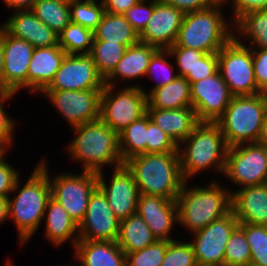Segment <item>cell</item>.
Returning a JSON list of instances; mask_svg holds the SVG:
<instances>
[{
    "mask_svg": "<svg viewBox=\"0 0 267 266\" xmlns=\"http://www.w3.org/2000/svg\"><path fill=\"white\" fill-rule=\"evenodd\" d=\"M167 4L179 9L184 14L200 11L211 7L214 0H164Z\"/></svg>",
    "mask_w": 267,
    "mask_h": 266,
    "instance_id": "cell-50",
    "label": "cell"
},
{
    "mask_svg": "<svg viewBox=\"0 0 267 266\" xmlns=\"http://www.w3.org/2000/svg\"><path fill=\"white\" fill-rule=\"evenodd\" d=\"M178 152V145L147 114L146 153Z\"/></svg>",
    "mask_w": 267,
    "mask_h": 266,
    "instance_id": "cell-43",
    "label": "cell"
},
{
    "mask_svg": "<svg viewBox=\"0 0 267 266\" xmlns=\"http://www.w3.org/2000/svg\"><path fill=\"white\" fill-rule=\"evenodd\" d=\"M147 108L180 109L192 107L190 83L185 77L177 76L163 87L153 89L147 95Z\"/></svg>",
    "mask_w": 267,
    "mask_h": 266,
    "instance_id": "cell-28",
    "label": "cell"
},
{
    "mask_svg": "<svg viewBox=\"0 0 267 266\" xmlns=\"http://www.w3.org/2000/svg\"><path fill=\"white\" fill-rule=\"evenodd\" d=\"M147 114L150 120L169 135L177 145L183 142L199 123L193 107L180 109L147 108Z\"/></svg>",
    "mask_w": 267,
    "mask_h": 266,
    "instance_id": "cell-24",
    "label": "cell"
},
{
    "mask_svg": "<svg viewBox=\"0 0 267 266\" xmlns=\"http://www.w3.org/2000/svg\"><path fill=\"white\" fill-rule=\"evenodd\" d=\"M9 219V201L8 198L0 197V224H4Z\"/></svg>",
    "mask_w": 267,
    "mask_h": 266,
    "instance_id": "cell-54",
    "label": "cell"
},
{
    "mask_svg": "<svg viewBox=\"0 0 267 266\" xmlns=\"http://www.w3.org/2000/svg\"><path fill=\"white\" fill-rule=\"evenodd\" d=\"M74 249L80 266H126V254L117 241L78 240Z\"/></svg>",
    "mask_w": 267,
    "mask_h": 266,
    "instance_id": "cell-26",
    "label": "cell"
},
{
    "mask_svg": "<svg viewBox=\"0 0 267 266\" xmlns=\"http://www.w3.org/2000/svg\"><path fill=\"white\" fill-rule=\"evenodd\" d=\"M66 52L59 46L34 48L28 66L27 89L40 94L53 81Z\"/></svg>",
    "mask_w": 267,
    "mask_h": 266,
    "instance_id": "cell-22",
    "label": "cell"
},
{
    "mask_svg": "<svg viewBox=\"0 0 267 266\" xmlns=\"http://www.w3.org/2000/svg\"><path fill=\"white\" fill-rule=\"evenodd\" d=\"M168 241L156 240L148 247L126 254V266H160L164 259Z\"/></svg>",
    "mask_w": 267,
    "mask_h": 266,
    "instance_id": "cell-41",
    "label": "cell"
},
{
    "mask_svg": "<svg viewBox=\"0 0 267 266\" xmlns=\"http://www.w3.org/2000/svg\"><path fill=\"white\" fill-rule=\"evenodd\" d=\"M175 59L176 67L178 68V76L185 77L190 85L195 82V68L207 53L201 50L180 47L173 44L168 49Z\"/></svg>",
    "mask_w": 267,
    "mask_h": 266,
    "instance_id": "cell-40",
    "label": "cell"
},
{
    "mask_svg": "<svg viewBox=\"0 0 267 266\" xmlns=\"http://www.w3.org/2000/svg\"><path fill=\"white\" fill-rule=\"evenodd\" d=\"M258 142L267 146V111L264 115L262 130Z\"/></svg>",
    "mask_w": 267,
    "mask_h": 266,
    "instance_id": "cell-55",
    "label": "cell"
},
{
    "mask_svg": "<svg viewBox=\"0 0 267 266\" xmlns=\"http://www.w3.org/2000/svg\"><path fill=\"white\" fill-rule=\"evenodd\" d=\"M141 85L123 88L104 85L100 95L99 119L118 134L147 113V95Z\"/></svg>",
    "mask_w": 267,
    "mask_h": 266,
    "instance_id": "cell-8",
    "label": "cell"
},
{
    "mask_svg": "<svg viewBox=\"0 0 267 266\" xmlns=\"http://www.w3.org/2000/svg\"><path fill=\"white\" fill-rule=\"evenodd\" d=\"M160 266H198L193 247L185 241H168V246Z\"/></svg>",
    "mask_w": 267,
    "mask_h": 266,
    "instance_id": "cell-42",
    "label": "cell"
},
{
    "mask_svg": "<svg viewBox=\"0 0 267 266\" xmlns=\"http://www.w3.org/2000/svg\"><path fill=\"white\" fill-rule=\"evenodd\" d=\"M154 6L155 0L150 2H137L123 14L139 35L146 28L147 23L152 16Z\"/></svg>",
    "mask_w": 267,
    "mask_h": 266,
    "instance_id": "cell-44",
    "label": "cell"
},
{
    "mask_svg": "<svg viewBox=\"0 0 267 266\" xmlns=\"http://www.w3.org/2000/svg\"><path fill=\"white\" fill-rule=\"evenodd\" d=\"M120 220L114 215L102 190L97 187L90 196L84 218L78 225L79 240L117 241Z\"/></svg>",
    "mask_w": 267,
    "mask_h": 266,
    "instance_id": "cell-16",
    "label": "cell"
},
{
    "mask_svg": "<svg viewBox=\"0 0 267 266\" xmlns=\"http://www.w3.org/2000/svg\"><path fill=\"white\" fill-rule=\"evenodd\" d=\"M232 1L231 7L233 24L244 14L252 11L267 9V0H228Z\"/></svg>",
    "mask_w": 267,
    "mask_h": 266,
    "instance_id": "cell-48",
    "label": "cell"
},
{
    "mask_svg": "<svg viewBox=\"0 0 267 266\" xmlns=\"http://www.w3.org/2000/svg\"><path fill=\"white\" fill-rule=\"evenodd\" d=\"M140 194L176 200L185 180L178 152L144 153L124 162Z\"/></svg>",
    "mask_w": 267,
    "mask_h": 266,
    "instance_id": "cell-3",
    "label": "cell"
},
{
    "mask_svg": "<svg viewBox=\"0 0 267 266\" xmlns=\"http://www.w3.org/2000/svg\"><path fill=\"white\" fill-rule=\"evenodd\" d=\"M55 1H60V2H63V3H66V4H71L72 2L76 1V0H55Z\"/></svg>",
    "mask_w": 267,
    "mask_h": 266,
    "instance_id": "cell-56",
    "label": "cell"
},
{
    "mask_svg": "<svg viewBox=\"0 0 267 266\" xmlns=\"http://www.w3.org/2000/svg\"><path fill=\"white\" fill-rule=\"evenodd\" d=\"M228 148L216 122H199L192 133L178 145L183 179L189 182V179L210 168L223 175Z\"/></svg>",
    "mask_w": 267,
    "mask_h": 266,
    "instance_id": "cell-2",
    "label": "cell"
},
{
    "mask_svg": "<svg viewBox=\"0 0 267 266\" xmlns=\"http://www.w3.org/2000/svg\"><path fill=\"white\" fill-rule=\"evenodd\" d=\"M157 47L138 42L129 46L112 73L104 80L105 85L115 86L120 80H136L145 77L149 62Z\"/></svg>",
    "mask_w": 267,
    "mask_h": 266,
    "instance_id": "cell-25",
    "label": "cell"
},
{
    "mask_svg": "<svg viewBox=\"0 0 267 266\" xmlns=\"http://www.w3.org/2000/svg\"><path fill=\"white\" fill-rule=\"evenodd\" d=\"M104 85L90 54H66L53 81L44 90L103 89Z\"/></svg>",
    "mask_w": 267,
    "mask_h": 266,
    "instance_id": "cell-15",
    "label": "cell"
},
{
    "mask_svg": "<svg viewBox=\"0 0 267 266\" xmlns=\"http://www.w3.org/2000/svg\"><path fill=\"white\" fill-rule=\"evenodd\" d=\"M215 2L227 3L228 0H214Z\"/></svg>",
    "mask_w": 267,
    "mask_h": 266,
    "instance_id": "cell-58",
    "label": "cell"
},
{
    "mask_svg": "<svg viewBox=\"0 0 267 266\" xmlns=\"http://www.w3.org/2000/svg\"><path fill=\"white\" fill-rule=\"evenodd\" d=\"M104 6L105 12L112 14L123 15L128 11L133 5H135L137 0H101Z\"/></svg>",
    "mask_w": 267,
    "mask_h": 266,
    "instance_id": "cell-51",
    "label": "cell"
},
{
    "mask_svg": "<svg viewBox=\"0 0 267 266\" xmlns=\"http://www.w3.org/2000/svg\"><path fill=\"white\" fill-rule=\"evenodd\" d=\"M5 41V28L1 24L0 25V88L3 89V66H4V55H3V47Z\"/></svg>",
    "mask_w": 267,
    "mask_h": 266,
    "instance_id": "cell-53",
    "label": "cell"
},
{
    "mask_svg": "<svg viewBox=\"0 0 267 266\" xmlns=\"http://www.w3.org/2000/svg\"><path fill=\"white\" fill-rule=\"evenodd\" d=\"M128 46L108 41H93L90 55L98 74L105 80L122 59Z\"/></svg>",
    "mask_w": 267,
    "mask_h": 266,
    "instance_id": "cell-34",
    "label": "cell"
},
{
    "mask_svg": "<svg viewBox=\"0 0 267 266\" xmlns=\"http://www.w3.org/2000/svg\"><path fill=\"white\" fill-rule=\"evenodd\" d=\"M81 173H59L54 179L49 177L51 197L63 206L78 225L87 211L91 194L98 187L96 172Z\"/></svg>",
    "mask_w": 267,
    "mask_h": 266,
    "instance_id": "cell-11",
    "label": "cell"
},
{
    "mask_svg": "<svg viewBox=\"0 0 267 266\" xmlns=\"http://www.w3.org/2000/svg\"><path fill=\"white\" fill-rule=\"evenodd\" d=\"M109 183L104 172L97 173L98 187L105 194L114 215L121 221L137 213L138 186L125 165L113 169Z\"/></svg>",
    "mask_w": 267,
    "mask_h": 266,
    "instance_id": "cell-17",
    "label": "cell"
},
{
    "mask_svg": "<svg viewBox=\"0 0 267 266\" xmlns=\"http://www.w3.org/2000/svg\"><path fill=\"white\" fill-rule=\"evenodd\" d=\"M138 2H146L148 0H137ZM149 1H153V0H149Z\"/></svg>",
    "mask_w": 267,
    "mask_h": 266,
    "instance_id": "cell-60",
    "label": "cell"
},
{
    "mask_svg": "<svg viewBox=\"0 0 267 266\" xmlns=\"http://www.w3.org/2000/svg\"><path fill=\"white\" fill-rule=\"evenodd\" d=\"M233 31L237 41H250L251 45L248 47L267 48V9L244 14L233 24Z\"/></svg>",
    "mask_w": 267,
    "mask_h": 266,
    "instance_id": "cell-31",
    "label": "cell"
},
{
    "mask_svg": "<svg viewBox=\"0 0 267 266\" xmlns=\"http://www.w3.org/2000/svg\"><path fill=\"white\" fill-rule=\"evenodd\" d=\"M218 70L217 53H207L195 68V82L213 75Z\"/></svg>",
    "mask_w": 267,
    "mask_h": 266,
    "instance_id": "cell-49",
    "label": "cell"
},
{
    "mask_svg": "<svg viewBox=\"0 0 267 266\" xmlns=\"http://www.w3.org/2000/svg\"><path fill=\"white\" fill-rule=\"evenodd\" d=\"M223 4L226 3L216 2L207 9L186 13L175 44L205 53H217L234 37V31H231L233 24L231 26L222 14Z\"/></svg>",
    "mask_w": 267,
    "mask_h": 266,
    "instance_id": "cell-6",
    "label": "cell"
},
{
    "mask_svg": "<svg viewBox=\"0 0 267 266\" xmlns=\"http://www.w3.org/2000/svg\"><path fill=\"white\" fill-rule=\"evenodd\" d=\"M75 138L68 143L70 157L82 164L83 171L100 172L105 165H124L119 149V134L100 119L73 127ZM114 165V166H113Z\"/></svg>",
    "mask_w": 267,
    "mask_h": 266,
    "instance_id": "cell-5",
    "label": "cell"
},
{
    "mask_svg": "<svg viewBox=\"0 0 267 266\" xmlns=\"http://www.w3.org/2000/svg\"><path fill=\"white\" fill-rule=\"evenodd\" d=\"M6 92L2 89V88H0V98L5 94Z\"/></svg>",
    "mask_w": 267,
    "mask_h": 266,
    "instance_id": "cell-57",
    "label": "cell"
},
{
    "mask_svg": "<svg viewBox=\"0 0 267 266\" xmlns=\"http://www.w3.org/2000/svg\"><path fill=\"white\" fill-rule=\"evenodd\" d=\"M146 136L147 113L119 133V149L123 162L146 153Z\"/></svg>",
    "mask_w": 267,
    "mask_h": 266,
    "instance_id": "cell-32",
    "label": "cell"
},
{
    "mask_svg": "<svg viewBox=\"0 0 267 266\" xmlns=\"http://www.w3.org/2000/svg\"><path fill=\"white\" fill-rule=\"evenodd\" d=\"M191 105L199 122H216L225 112L233 95L219 70L190 85Z\"/></svg>",
    "mask_w": 267,
    "mask_h": 266,
    "instance_id": "cell-14",
    "label": "cell"
},
{
    "mask_svg": "<svg viewBox=\"0 0 267 266\" xmlns=\"http://www.w3.org/2000/svg\"><path fill=\"white\" fill-rule=\"evenodd\" d=\"M93 31L80 24L70 22L58 34V45L67 54H89L92 48Z\"/></svg>",
    "mask_w": 267,
    "mask_h": 266,
    "instance_id": "cell-35",
    "label": "cell"
},
{
    "mask_svg": "<svg viewBox=\"0 0 267 266\" xmlns=\"http://www.w3.org/2000/svg\"><path fill=\"white\" fill-rule=\"evenodd\" d=\"M218 70L233 96L262 93L253 71L252 49L234 37L218 52Z\"/></svg>",
    "mask_w": 267,
    "mask_h": 266,
    "instance_id": "cell-9",
    "label": "cell"
},
{
    "mask_svg": "<svg viewBox=\"0 0 267 266\" xmlns=\"http://www.w3.org/2000/svg\"><path fill=\"white\" fill-rule=\"evenodd\" d=\"M105 13L102 1L76 0L70 4V20L94 31Z\"/></svg>",
    "mask_w": 267,
    "mask_h": 266,
    "instance_id": "cell-37",
    "label": "cell"
},
{
    "mask_svg": "<svg viewBox=\"0 0 267 266\" xmlns=\"http://www.w3.org/2000/svg\"><path fill=\"white\" fill-rule=\"evenodd\" d=\"M1 23L11 36L23 39L34 48L58 45V34L40 21L32 10H16Z\"/></svg>",
    "mask_w": 267,
    "mask_h": 266,
    "instance_id": "cell-21",
    "label": "cell"
},
{
    "mask_svg": "<svg viewBox=\"0 0 267 266\" xmlns=\"http://www.w3.org/2000/svg\"><path fill=\"white\" fill-rule=\"evenodd\" d=\"M253 57V71L257 88L267 93V48H251Z\"/></svg>",
    "mask_w": 267,
    "mask_h": 266,
    "instance_id": "cell-47",
    "label": "cell"
},
{
    "mask_svg": "<svg viewBox=\"0 0 267 266\" xmlns=\"http://www.w3.org/2000/svg\"><path fill=\"white\" fill-rule=\"evenodd\" d=\"M251 249L245 233L237 227L231 234L225 248L224 266H245L250 263Z\"/></svg>",
    "mask_w": 267,
    "mask_h": 266,
    "instance_id": "cell-39",
    "label": "cell"
},
{
    "mask_svg": "<svg viewBox=\"0 0 267 266\" xmlns=\"http://www.w3.org/2000/svg\"><path fill=\"white\" fill-rule=\"evenodd\" d=\"M232 211L239 223L267 226V183L232 190Z\"/></svg>",
    "mask_w": 267,
    "mask_h": 266,
    "instance_id": "cell-23",
    "label": "cell"
},
{
    "mask_svg": "<svg viewBox=\"0 0 267 266\" xmlns=\"http://www.w3.org/2000/svg\"><path fill=\"white\" fill-rule=\"evenodd\" d=\"M239 226L233 211L193 233V247L198 266H224L225 248L233 231Z\"/></svg>",
    "mask_w": 267,
    "mask_h": 266,
    "instance_id": "cell-12",
    "label": "cell"
},
{
    "mask_svg": "<svg viewBox=\"0 0 267 266\" xmlns=\"http://www.w3.org/2000/svg\"><path fill=\"white\" fill-rule=\"evenodd\" d=\"M60 266H61V265H60ZM62 266H64V265H62ZM65 266H66V265H65ZM67 266H77V265H73V264L70 263V264L67 265Z\"/></svg>",
    "mask_w": 267,
    "mask_h": 266,
    "instance_id": "cell-61",
    "label": "cell"
},
{
    "mask_svg": "<svg viewBox=\"0 0 267 266\" xmlns=\"http://www.w3.org/2000/svg\"><path fill=\"white\" fill-rule=\"evenodd\" d=\"M251 249L250 262L259 266H267V226L239 223Z\"/></svg>",
    "mask_w": 267,
    "mask_h": 266,
    "instance_id": "cell-38",
    "label": "cell"
},
{
    "mask_svg": "<svg viewBox=\"0 0 267 266\" xmlns=\"http://www.w3.org/2000/svg\"><path fill=\"white\" fill-rule=\"evenodd\" d=\"M12 10H31L36 0H2Z\"/></svg>",
    "mask_w": 267,
    "mask_h": 266,
    "instance_id": "cell-52",
    "label": "cell"
},
{
    "mask_svg": "<svg viewBox=\"0 0 267 266\" xmlns=\"http://www.w3.org/2000/svg\"><path fill=\"white\" fill-rule=\"evenodd\" d=\"M47 212V213H46ZM46 217L45 236L54 246L63 245L72 239V247L79 240L78 224L70 217L68 212L52 197L45 208ZM77 233V234H76ZM75 235V236H74Z\"/></svg>",
    "mask_w": 267,
    "mask_h": 266,
    "instance_id": "cell-27",
    "label": "cell"
},
{
    "mask_svg": "<svg viewBox=\"0 0 267 266\" xmlns=\"http://www.w3.org/2000/svg\"><path fill=\"white\" fill-rule=\"evenodd\" d=\"M5 155L6 151L0 154V197L9 198L20 177V172L5 161Z\"/></svg>",
    "mask_w": 267,
    "mask_h": 266,
    "instance_id": "cell-46",
    "label": "cell"
},
{
    "mask_svg": "<svg viewBox=\"0 0 267 266\" xmlns=\"http://www.w3.org/2000/svg\"><path fill=\"white\" fill-rule=\"evenodd\" d=\"M103 89L43 90L60 115L73 128L99 119L100 95Z\"/></svg>",
    "mask_w": 267,
    "mask_h": 266,
    "instance_id": "cell-13",
    "label": "cell"
},
{
    "mask_svg": "<svg viewBox=\"0 0 267 266\" xmlns=\"http://www.w3.org/2000/svg\"><path fill=\"white\" fill-rule=\"evenodd\" d=\"M93 41H108L124 46H132L139 42V34L123 15L105 12L101 22L93 31Z\"/></svg>",
    "mask_w": 267,
    "mask_h": 266,
    "instance_id": "cell-29",
    "label": "cell"
},
{
    "mask_svg": "<svg viewBox=\"0 0 267 266\" xmlns=\"http://www.w3.org/2000/svg\"><path fill=\"white\" fill-rule=\"evenodd\" d=\"M137 213L145 220L157 240L174 241L171 229L178 224L176 200L140 194Z\"/></svg>",
    "mask_w": 267,
    "mask_h": 266,
    "instance_id": "cell-20",
    "label": "cell"
},
{
    "mask_svg": "<svg viewBox=\"0 0 267 266\" xmlns=\"http://www.w3.org/2000/svg\"><path fill=\"white\" fill-rule=\"evenodd\" d=\"M267 93L233 96L223 115L216 121L229 147L258 142Z\"/></svg>",
    "mask_w": 267,
    "mask_h": 266,
    "instance_id": "cell-7",
    "label": "cell"
},
{
    "mask_svg": "<svg viewBox=\"0 0 267 266\" xmlns=\"http://www.w3.org/2000/svg\"><path fill=\"white\" fill-rule=\"evenodd\" d=\"M15 95V93L6 92L0 98V148L6 152H8L7 150L10 149V145L12 146V142H14L15 120L12 117L10 118V115L5 112L4 103L12 100V97Z\"/></svg>",
    "mask_w": 267,
    "mask_h": 266,
    "instance_id": "cell-45",
    "label": "cell"
},
{
    "mask_svg": "<svg viewBox=\"0 0 267 266\" xmlns=\"http://www.w3.org/2000/svg\"><path fill=\"white\" fill-rule=\"evenodd\" d=\"M173 58L168 49H158L150 59L148 70L145 76H149V79L156 80V84L152 86L150 91H146L141 86V89L148 95L153 89L163 87L172 82L177 76L174 73V64H171L167 58Z\"/></svg>",
    "mask_w": 267,
    "mask_h": 266,
    "instance_id": "cell-36",
    "label": "cell"
},
{
    "mask_svg": "<svg viewBox=\"0 0 267 266\" xmlns=\"http://www.w3.org/2000/svg\"><path fill=\"white\" fill-rule=\"evenodd\" d=\"M46 163V159H42L22 187L19 177L11 193L17 192L16 196L8 198L9 218L14 220L21 245L36 233L44 220L45 208L51 198L50 175Z\"/></svg>",
    "mask_w": 267,
    "mask_h": 266,
    "instance_id": "cell-1",
    "label": "cell"
},
{
    "mask_svg": "<svg viewBox=\"0 0 267 266\" xmlns=\"http://www.w3.org/2000/svg\"><path fill=\"white\" fill-rule=\"evenodd\" d=\"M223 176L239 189L266 184L267 146L253 142L229 147Z\"/></svg>",
    "mask_w": 267,
    "mask_h": 266,
    "instance_id": "cell-10",
    "label": "cell"
},
{
    "mask_svg": "<svg viewBox=\"0 0 267 266\" xmlns=\"http://www.w3.org/2000/svg\"><path fill=\"white\" fill-rule=\"evenodd\" d=\"M184 15L164 0H155L152 16L139 35V41L158 49H169L177 40Z\"/></svg>",
    "mask_w": 267,
    "mask_h": 266,
    "instance_id": "cell-18",
    "label": "cell"
},
{
    "mask_svg": "<svg viewBox=\"0 0 267 266\" xmlns=\"http://www.w3.org/2000/svg\"><path fill=\"white\" fill-rule=\"evenodd\" d=\"M156 240L147 223L138 213L120 221L117 244L125 253L142 250Z\"/></svg>",
    "mask_w": 267,
    "mask_h": 266,
    "instance_id": "cell-30",
    "label": "cell"
},
{
    "mask_svg": "<svg viewBox=\"0 0 267 266\" xmlns=\"http://www.w3.org/2000/svg\"><path fill=\"white\" fill-rule=\"evenodd\" d=\"M245 266H259V265H256L250 262V263H247Z\"/></svg>",
    "mask_w": 267,
    "mask_h": 266,
    "instance_id": "cell-59",
    "label": "cell"
},
{
    "mask_svg": "<svg viewBox=\"0 0 267 266\" xmlns=\"http://www.w3.org/2000/svg\"><path fill=\"white\" fill-rule=\"evenodd\" d=\"M36 17L60 34L71 22L70 5L55 0H36L31 8Z\"/></svg>",
    "mask_w": 267,
    "mask_h": 266,
    "instance_id": "cell-33",
    "label": "cell"
},
{
    "mask_svg": "<svg viewBox=\"0 0 267 266\" xmlns=\"http://www.w3.org/2000/svg\"><path fill=\"white\" fill-rule=\"evenodd\" d=\"M34 47L27 41L11 36L5 29L3 47V90L17 93L22 88L27 90L28 66Z\"/></svg>",
    "mask_w": 267,
    "mask_h": 266,
    "instance_id": "cell-19",
    "label": "cell"
},
{
    "mask_svg": "<svg viewBox=\"0 0 267 266\" xmlns=\"http://www.w3.org/2000/svg\"><path fill=\"white\" fill-rule=\"evenodd\" d=\"M187 184L185 181L182 185L176 204L178 224L190 233L202 230L232 211V193L221 188L218 181L211 180L205 187L189 188Z\"/></svg>",
    "mask_w": 267,
    "mask_h": 266,
    "instance_id": "cell-4",
    "label": "cell"
}]
</instances>
